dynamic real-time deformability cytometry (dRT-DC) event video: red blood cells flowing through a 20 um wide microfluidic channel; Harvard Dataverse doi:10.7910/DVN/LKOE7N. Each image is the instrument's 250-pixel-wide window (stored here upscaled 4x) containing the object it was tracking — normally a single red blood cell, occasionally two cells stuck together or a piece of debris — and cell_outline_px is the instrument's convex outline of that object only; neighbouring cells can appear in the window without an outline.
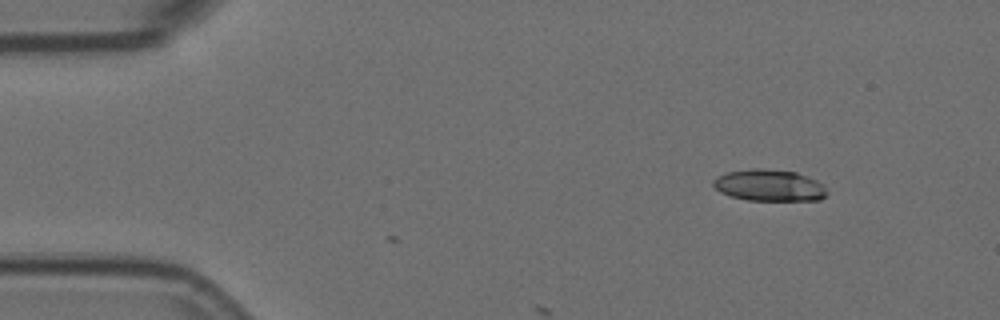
{"species": "Egyptian fruit bat (a non-hibernating species)", "species_latin": "Rousettus aegyptiacus", "temperature_condition": "room temperature", "stored_images_in_passage": 2, "camera_frame_rate_fps": 3000, "um_per_image_px": 0.085, "animal": {"sex": "female"}, "frame": {"image": 1, "passage_image": 2, "time_ms": 0.333, "image_size_px": [1000, 320], "cell_outline_px": [[828, 192], [820, 200], [748, 200], [732, 196], [720, 192], [712, 184], [712, 180], [716, 176], [728, 172], [752, 168], [760, 168], [796, 172], [816, 180]], "centroid_in_image_um": [65.35, 15.75], "position_along_channel_um": 19.6, "area_um2": 20.75}}